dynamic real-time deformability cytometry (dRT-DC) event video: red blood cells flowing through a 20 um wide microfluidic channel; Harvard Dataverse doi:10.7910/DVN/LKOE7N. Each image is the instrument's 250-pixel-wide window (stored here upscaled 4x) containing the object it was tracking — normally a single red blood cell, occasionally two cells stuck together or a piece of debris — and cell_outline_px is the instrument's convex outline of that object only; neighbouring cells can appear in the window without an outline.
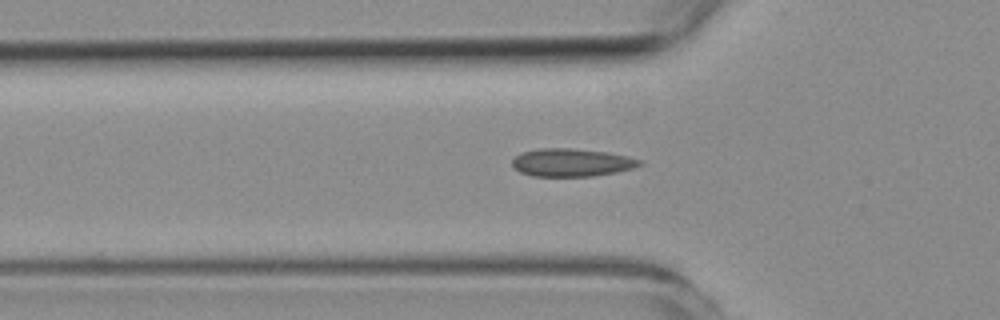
{"species": "common noctule bat (a hibernating species)", "species_latin": "Nyctalus noctula", "temperature_condition": "room temperature", "stored_images_in_passage": 41, "camera_frame_rate_fps": 3000, "um_per_image_px": 0.085, "animal": {"sex": "female", "body_mass_g": 19.3, "forearm_length_mm": 54.1}, "frame": {"image": 1, "passage_image": 8, "time_ms": 2.333, "image_size_px": [1000, 320], "cell_outline_px": [[644, 164], [632, 168], [616, 172], [592, 176], [532, 176], [520, 172], [512, 168], [512, 160], [520, 152], [540, 148], [572, 148], [604, 152], [628, 156], [644, 160]], "centroid_in_image_um": [48.58, 13.81], "position_along_channel_um": 77.2, "area_um2": 20.87}}
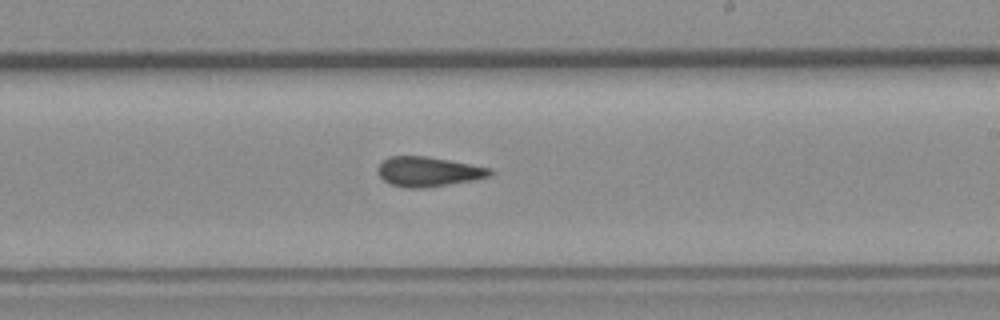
{"frame": {"image": 2, "passage_image": 22, "time_ms": 7.0, "image_size_px": [1000, 320], "cell_outline_px": [[496, 172], [492, 176], [472, 180], [424, 188], [408, 188], [388, 184], [376, 172], [376, 168], [388, 156], [424, 156], [472, 164], [492, 168]], "centroid_in_image_um": [36.42, 14.59], "position_along_channel_um": 252.6, "area_um2": 19.59}}
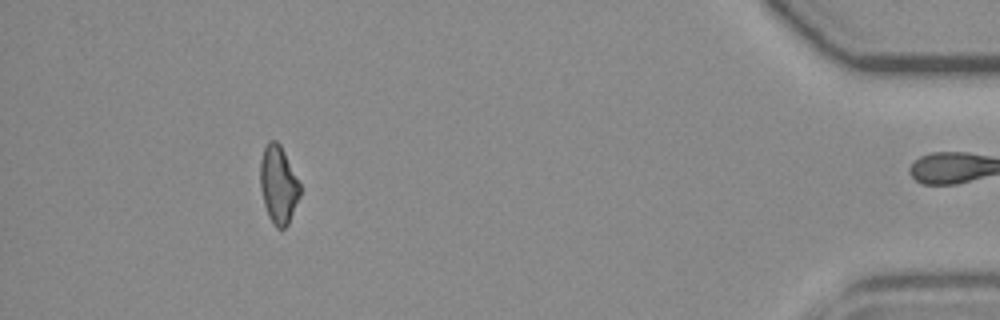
{"frame": {"image": 3, "passage_image": 40, "time_ms": 13.0, "image_size_px": [1000, 320], "cell_outline_px": [[300, 196], [288, 224], [284, 228], [276, 228], [272, 224], [268, 216], [264, 204], [260, 188], [260, 160], [264, 148], [268, 140], [276, 140], [280, 144], [300, 184]], "centroid_in_image_um": [23.65, 15.71], "position_along_channel_um": 411.6, "area_um2": 18.03}}